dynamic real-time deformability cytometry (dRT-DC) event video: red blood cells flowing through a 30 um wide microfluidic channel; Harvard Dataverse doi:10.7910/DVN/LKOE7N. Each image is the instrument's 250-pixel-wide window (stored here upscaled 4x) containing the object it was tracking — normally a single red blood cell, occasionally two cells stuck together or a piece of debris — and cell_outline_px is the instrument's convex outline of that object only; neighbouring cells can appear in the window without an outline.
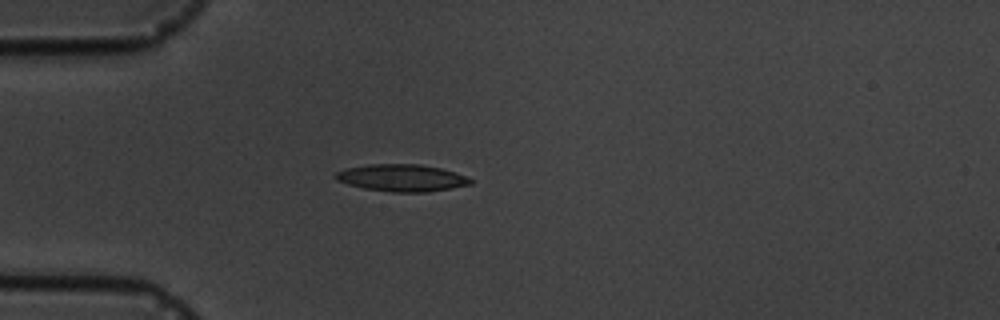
{"species": "common noctule bat (a hibernating species)", "species_latin": "Nyctalus noctula", "temperature_condition": "cold", "stored_images_in_passage": 2, "camera_frame_rate_fps": 3000, "um_per_image_px": 0.085, "animal": {"sex": "male", "body_mass_g": 19.5, "forearm_length_mm": 54.6}, "frame": {"image": 1, "passage_image": 1, "time_ms": 0.0, "image_size_px": [1000, 320], "cell_outline_px": [[472, 184], [452, 188], [428, 192], [392, 192], [364, 188], [348, 184], [336, 180], [332, 176], [336, 172], [344, 168], [368, 164], [420, 164], [440, 168], [456, 172], [468, 176], [472, 180]], "centroid_in_image_um": [34.15, 15.11], "position_along_channel_um": 50.9, "area_um2": 21.5}}